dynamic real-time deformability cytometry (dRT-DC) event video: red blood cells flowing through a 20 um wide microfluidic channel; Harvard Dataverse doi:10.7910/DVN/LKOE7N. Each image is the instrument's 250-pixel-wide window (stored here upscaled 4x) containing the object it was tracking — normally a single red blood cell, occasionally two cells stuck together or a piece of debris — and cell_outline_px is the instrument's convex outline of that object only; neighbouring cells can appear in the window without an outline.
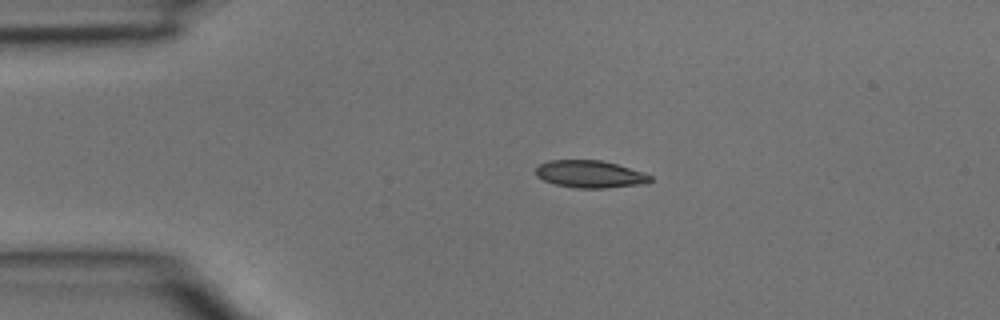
{"species": "common noctule bat (a hibernating species)", "species_latin": "Nyctalus noctula", "temperature_condition": "room temperature", "stored_images_in_passage": 4, "camera_frame_rate_fps": 3000, "um_per_image_px": 0.085, "animal": {"sex": "male", "body_mass_g": 15.6}, "frame": {"image": 1, "passage_image": 2, "time_ms": 0.333, "image_size_px": [1000, 320], "cell_outline_px": [[652, 180], [648, 184], [604, 188], [576, 188], [556, 184], [544, 180], [536, 176], [536, 168], [540, 164], [548, 160], [600, 160], [616, 164], [652, 176]], "centroid_in_image_um": [50.15, 14.81], "position_along_channel_um": 34.9, "area_um2": 18.15}}